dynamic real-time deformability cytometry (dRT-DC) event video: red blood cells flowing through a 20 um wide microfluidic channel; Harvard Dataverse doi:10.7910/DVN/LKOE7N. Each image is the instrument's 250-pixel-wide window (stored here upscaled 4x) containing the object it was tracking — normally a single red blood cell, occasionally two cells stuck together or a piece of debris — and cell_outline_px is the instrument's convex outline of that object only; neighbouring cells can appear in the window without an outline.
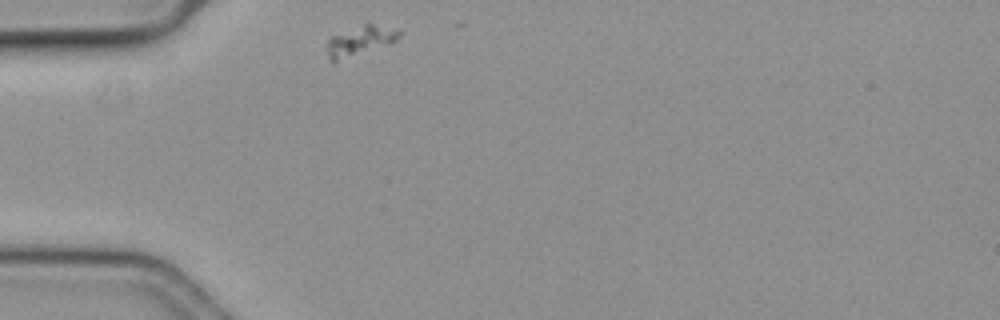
{"species": "common noctule bat (a hibernating species)", "species_latin": "Nyctalus noctula", "temperature_condition": "cold", "stored_images_in_passage": 5, "camera_frame_rate_fps": 3000, "um_per_image_px": 0.085, "animal": {"sex": "female", "body_mass_g": 19.3, "forearm_length_mm": 54.1}, "frame": {"image": 1, "passage_image": 1, "time_ms": 0.0, "image_size_px": [1000, 320], "cell_outline_px": [[400, 36], [396, 40], [388, 44], [336, 60], [332, 60], [328, 56], [324, 44], [332, 36], [364, 24], [372, 24], [400, 28]], "centroid_in_image_um": [30.62, 3.42], "position_along_channel_um": 54.4, "area_um2": 12.02}}